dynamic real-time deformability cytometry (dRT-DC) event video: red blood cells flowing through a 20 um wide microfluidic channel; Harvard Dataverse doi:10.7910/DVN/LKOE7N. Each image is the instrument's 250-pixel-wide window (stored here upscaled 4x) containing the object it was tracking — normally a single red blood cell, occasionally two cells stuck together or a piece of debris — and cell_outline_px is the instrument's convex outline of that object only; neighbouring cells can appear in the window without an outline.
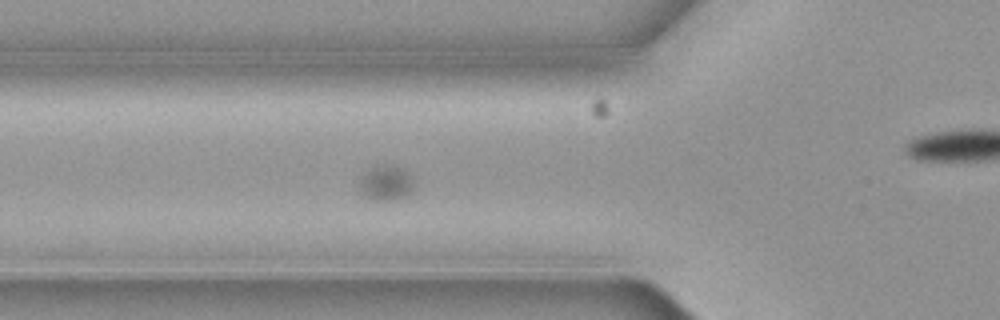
{"species": "common noctule bat (a hibernating species)", "species_latin": "Nyctalus noctula", "temperature_condition": "cold", "stored_images_in_passage": 5, "segment_of_instrument_passage": [1, 2], "camera_frame_rate_fps": 3000, "um_per_image_px": 0.085, "animal": {"sex": "female", "body_mass_g": 19.3, "forearm_length_mm": 54.1}, "frame": {"image": 1, "passage_image": 4, "time_ms": 1.0, "image_size_px": [1000, 320], "cell_outline_px": [[416, 184], [412, 192], [408, 196], [396, 200], [372, 200], [360, 196], [356, 188], [360, 176], [364, 172], [376, 164], [392, 164], [404, 168], [412, 176]], "centroid_in_image_um": [32.78, 15.55], "position_along_channel_um": 93.0, "area_um2": 12.25}}